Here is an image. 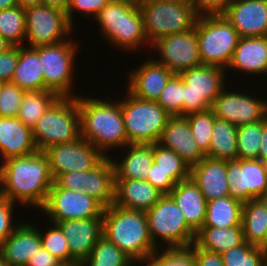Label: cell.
I'll use <instances>...</instances> for the list:
<instances>
[{
    "mask_svg": "<svg viewBox=\"0 0 267 266\" xmlns=\"http://www.w3.org/2000/svg\"><path fill=\"white\" fill-rule=\"evenodd\" d=\"M145 214L150 237L157 248L158 239L166 242L167 247L190 246L194 243L196 233L187 225L180 208L169 194H163Z\"/></svg>",
    "mask_w": 267,
    "mask_h": 266,
    "instance_id": "9c48e42d",
    "label": "cell"
},
{
    "mask_svg": "<svg viewBox=\"0 0 267 266\" xmlns=\"http://www.w3.org/2000/svg\"><path fill=\"white\" fill-rule=\"evenodd\" d=\"M53 183L44 151L9 158L0 165V195L13 203L17 200L21 205L41 210Z\"/></svg>",
    "mask_w": 267,
    "mask_h": 266,
    "instance_id": "6da1fadb",
    "label": "cell"
},
{
    "mask_svg": "<svg viewBox=\"0 0 267 266\" xmlns=\"http://www.w3.org/2000/svg\"><path fill=\"white\" fill-rule=\"evenodd\" d=\"M160 53L156 61L166 66L173 74L201 66L195 27L159 38L151 47Z\"/></svg>",
    "mask_w": 267,
    "mask_h": 266,
    "instance_id": "2e32d148",
    "label": "cell"
},
{
    "mask_svg": "<svg viewBox=\"0 0 267 266\" xmlns=\"http://www.w3.org/2000/svg\"><path fill=\"white\" fill-rule=\"evenodd\" d=\"M262 120L237 127V159H259Z\"/></svg>",
    "mask_w": 267,
    "mask_h": 266,
    "instance_id": "f35d334b",
    "label": "cell"
},
{
    "mask_svg": "<svg viewBox=\"0 0 267 266\" xmlns=\"http://www.w3.org/2000/svg\"><path fill=\"white\" fill-rule=\"evenodd\" d=\"M12 45L0 36V54L6 52Z\"/></svg>",
    "mask_w": 267,
    "mask_h": 266,
    "instance_id": "91938a15",
    "label": "cell"
},
{
    "mask_svg": "<svg viewBox=\"0 0 267 266\" xmlns=\"http://www.w3.org/2000/svg\"><path fill=\"white\" fill-rule=\"evenodd\" d=\"M12 83L24 91L47 90L38 52L28 46H19V59Z\"/></svg>",
    "mask_w": 267,
    "mask_h": 266,
    "instance_id": "f546056e",
    "label": "cell"
},
{
    "mask_svg": "<svg viewBox=\"0 0 267 266\" xmlns=\"http://www.w3.org/2000/svg\"><path fill=\"white\" fill-rule=\"evenodd\" d=\"M264 266H267V251H265Z\"/></svg>",
    "mask_w": 267,
    "mask_h": 266,
    "instance_id": "e7e4bbea",
    "label": "cell"
},
{
    "mask_svg": "<svg viewBox=\"0 0 267 266\" xmlns=\"http://www.w3.org/2000/svg\"><path fill=\"white\" fill-rule=\"evenodd\" d=\"M169 195L180 208L187 225L197 233L205 222L207 201L191 178L175 185Z\"/></svg>",
    "mask_w": 267,
    "mask_h": 266,
    "instance_id": "4316f807",
    "label": "cell"
},
{
    "mask_svg": "<svg viewBox=\"0 0 267 266\" xmlns=\"http://www.w3.org/2000/svg\"><path fill=\"white\" fill-rule=\"evenodd\" d=\"M25 8L14 6L0 11V36L12 46H22L25 40Z\"/></svg>",
    "mask_w": 267,
    "mask_h": 266,
    "instance_id": "8d00e7d4",
    "label": "cell"
},
{
    "mask_svg": "<svg viewBox=\"0 0 267 266\" xmlns=\"http://www.w3.org/2000/svg\"><path fill=\"white\" fill-rule=\"evenodd\" d=\"M67 239L70 256L82 263L103 236V214L100 217L56 222Z\"/></svg>",
    "mask_w": 267,
    "mask_h": 266,
    "instance_id": "d6986e66",
    "label": "cell"
},
{
    "mask_svg": "<svg viewBox=\"0 0 267 266\" xmlns=\"http://www.w3.org/2000/svg\"><path fill=\"white\" fill-rule=\"evenodd\" d=\"M77 44L72 40L35 47L44 74L45 88L59 97H76L72 94L73 66ZM73 95V96H72Z\"/></svg>",
    "mask_w": 267,
    "mask_h": 266,
    "instance_id": "8fae6325",
    "label": "cell"
},
{
    "mask_svg": "<svg viewBox=\"0 0 267 266\" xmlns=\"http://www.w3.org/2000/svg\"><path fill=\"white\" fill-rule=\"evenodd\" d=\"M25 24V41L31 48L67 40L74 29L65 11L42 4L25 8Z\"/></svg>",
    "mask_w": 267,
    "mask_h": 266,
    "instance_id": "7c38bea8",
    "label": "cell"
},
{
    "mask_svg": "<svg viewBox=\"0 0 267 266\" xmlns=\"http://www.w3.org/2000/svg\"><path fill=\"white\" fill-rule=\"evenodd\" d=\"M223 15L239 37L267 36V0H231Z\"/></svg>",
    "mask_w": 267,
    "mask_h": 266,
    "instance_id": "ac0fdd59",
    "label": "cell"
},
{
    "mask_svg": "<svg viewBox=\"0 0 267 266\" xmlns=\"http://www.w3.org/2000/svg\"><path fill=\"white\" fill-rule=\"evenodd\" d=\"M258 199L262 202V204L267 209V194H262Z\"/></svg>",
    "mask_w": 267,
    "mask_h": 266,
    "instance_id": "6125c7cd",
    "label": "cell"
},
{
    "mask_svg": "<svg viewBox=\"0 0 267 266\" xmlns=\"http://www.w3.org/2000/svg\"><path fill=\"white\" fill-rule=\"evenodd\" d=\"M41 233L39 231L42 246L45 250L55 256L64 266L77 264V262L70 256V250L67 239L60 227L54 223L53 227Z\"/></svg>",
    "mask_w": 267,
    "mask_h": 266,
    "instance_id": "7bdbcfd3",
    "label": "cell"
},
{
    "mask_svg": "<svg viewBox=\"0 0 267 266\" xmlns=\"http://www.w3.org/2000/svg\"><path fill=\"white\" fill-rule=\"evenodd\" d=\"M42 0H18V5L26 8L30 6H35V5H41Z\"/></svg>",
    "mask_w": 267,
    "mask_h": 266,
    "instance_id": "6f0895ef",
    "label": "cell"
},
{
    "mask_svg": "<svg viewBox=\"0 0 267 266\" xmlns=\"http://www.w3.org/2000/svg\"><path fill=\"white\" fill-rule=\"evenodd\" d=\"M126 92L121 111L129 144L158 143L171 115L157 101L141 100Z\"/></svg>",
    "mask_w": 267,
    "mask_h": 266,
    "instance_id": "ba28073f",
    "label": "cell"
},
{
    "mask_svg": "<svg viewBox=\"0 0 267 266\" xmlns=\"http://www.w3.org/2000/svg\"><path fill=\"white\" fill-rule=\"evenodd\" d=\"M19 59V46H12L0 54V82H11Z\"/></svg>",
    "mask_w": 267,
    "mask_h": 266,
    "instance_id": "c3c4849f",
    "label": "cell"
},
{
    "mask_svg": "<svg viewBox=\"0 0 267 266\" xmlns=\"http://www.w3.org/2000/svg\"><path fill=\"white\" fill-rule=\"evenodd\" d=\"M133 260L115 244L102 236L92 248L83 266H131Z\"/></svg>",
    "mask_w": 267,
    "mask_h": 266,
    "instance_id": "d590c367",
    "label": "cell"
},
{
    "mask_svg": "<svg viewBox=\"0 0 267 266\" xmlns=\"http://www.w3.org/2000/svg\"><path fill=\"white\" fill-rule=\"evenodd\" d=\"M58 98L56 93L49 90L26 91L17 117L26 126L33 128Z\"/></svg>",
    "mask_w": 267,
    "mask_h": 266,
    "instance_id": "e575fe53",
    "label": "cell"
},
{
    "mask_svg": "<svg viewBox=\"0 0 267 266\" xmlns=\"http://www.w3.org/2000/svg\"><path fill=\"white\" fill-rule=\"evenodd\" d=\"M195 266H224L222 255L195 245Z\"/></svg>",
    "mask_w": 267,
    "mask_h": 266,
    "instance_id": "f5cc1de1",
    "label": "cell"
},
{
    "mask_svg": "<svg viewBox=\"0 0 267 266\" xmlns=\"http://www.w3.org/2000/svg\"><path fill=\"white\" fill-rule=\"evenodd\" d=\"M18 6V0H0V11Z\"/></svg>",
    "mask_w": 267,
    "mask_h": 266,
    "instance_id": "680465c9",
    "label": "cell"
},
{
    "mask_svg": "<svg viewBox=\"0 0 267 266\" xmlns=\"http://www.w3.org/2000/svg\"><path fill=\"white\" fill-rule=\"evenodd\" d=\"M229 196L247 202L258 199L267 188V164L259 159L226 161Z\"/></svg>",
    "mask_w": 267,
    "mask_h": 266,
    "instance_id": "9a60e30c",
    "label": "cell"
},
{
    "mask_svg": "<svg viewBox=\"0 0 267 266\" xmlns=\"http://www.w3.org/2000/svg\"><path fill=\"white\" fill-rule=\"evenodd\" d=\"M39 230L33 224L19 223L13 233L0 245V256L10 266H26L42 247Z\"/></svg>",
    "mask_w": 267,
    "mask_h": 266,
    "instance_id": "7402d4cb",
    "label": "cell"
},
{
    "mask_svg": "<svg viewBox=\"0 0 267 266\" xmlns=\"http://www.w3.org/2000/svg\"><path fill=\"white\" fill-rule=\"evenodd\" d=\"M26 266H64L55 256L42 246L39 251L28 261Z\"/></svg>",
    "mask_w": 267,
    "mask_h": 266,
    "instance_id": "db71d44e",
    "label": "cell"
},
{
    "mask_svg": "<svg viewBox=\"0 0 267 266\" xmlns=\"http://www.w3.org/2000/svg\"><path fill=\"white\" fill-rule=\"evenodd\" d=\"M243 202L225 196L207 202L203 226L225 228L241 226Z\"/></svg>",
    "mask_w": 267,
    "mask_h": 266,
    "instance_id": "d6a6232c",
    "label": "cell"
},
{
    "mask_svg": "<svg viewBox=\"0 0 267 266\" xmlns=\"http://www.w3.org/2000/svg\"><path fill=\"white\" fill-rule=\"evenodd\" d=\"M146 180L162 194H169L177 184L168 174L157 168L153 162Z\"/></svg>",
    "mask_w": 267,
    "mask_h": 266,
    "instance_id": "681fc988",
    "label": "cell"
},
{
    "mask_svg": "<svg viewBox=\"0 0 267 266\" xmlns=\"http://www.w3.org/2000/svg\"><path fill=\"white\" fill-rule=\"evenodd\" d=\"M38 151L69 143L81 137L80 113L76 97H59L32 128Z\"/></svg>",
    "mask_w": 267,
    "mask_h": 266,
    "instance_id": "8992f818",
    "label": "cell"
},
{
    "mask_svg": "<svg viewBox=\"0 0 267 266\" xmlns=\"http://www.w3.org/2000/svg\"><path fill=\"white\" fill-rule=\"evenodd\" d=\"M142 262H143V264L146 263L147 264L146 266H154L148 259H146V260H135V261L132 262L131 266H134L135 263L139 264V263H142Z\"/></svg>",
    "mask_w": 267,
    "mask_h": 266,
    "instance_id": "94428289",
    "label": "cell"
},
{
    "mask_svg": "<svg viewBox=\"0 0 267 266\" xmlns=\"http://www.w3.org/2000/svg\"><path fill=\"white\" fill-rule=\"evenodd\" d=\"M81 138L93 144L104 156L105 151L125 148L129 142L124 128L121 100L77 97ZM116 101V102H115Z\"/></svg>",
    "mask_w": 267,
    "mask_h": 266,
    "instance_id": "7a4b0ae2",
    "label": "cell"
},
{
    "mask_svg": "<svg viewBox=\"0 0 267 266\" xmlns=\"http://www.w3.org/2000/svg\"><path fill=\"white\" fill-rule=\"evenodd\" d=\"M228 68L250 75H267V36L240 37Z\"/></svg>",
    "mask_w": 267,
    "mask_h": 266,
    "instance_id": "d4e9b609",
    "label": "cell"
},
{
    "mask_svg": "<svg viewBox=\"0 0 267 266\" xmlns=\"http://www.w3.org/2000/svg\"><path fill=\"white\" fill-rule=\"evenodd\" d=\"M259 160L267 162V116L262 120V140L259 151Z\"/></svg>",
    "mask_w": 267,
    "mask_h": 266,
    "instance_id": "11a10c76",
    "label": "cell"
},
{
    "mask_svg": "<svg viewBox=\"0 0 267 266\" xmlns=\"http://www.w3.org/2000/svg\"><path fill=\"white\" fill-rule=\"evenodd\" d=\"M157 248L148 260L154 266H195V244L182 247L164 248L162 254H159Z\"/></svg>",
    "mask_w": 267,
    "mask_h": 266,
    "instance_id": "60d3db41",
    "label": "cell"
},
{
    "mask_svg": "<svg viewBox=\"0 0 267 266\" xmlns=\"http://www.w3.org/2000/svg\"><path fill=\"white\" fill-rule=\"evenodd\" d=\"M126 156L121 162H115V179L146 180L153 165V144H128ZM128 153V154H127Z\"/></svg>",
    "mask_w": 267,
    "mask_h": 266,
    "instance_id": "f1b7e54d",
    "label": "cell"
},
{
    "mask_svg": "<svg viewBox=\"0 0 267 266\" xmlns=\"http://www.w3.org/2000/svg\"><path fill=\"white\" fill-rule=\"evenodd\" d=\"M157 103L171 116H183V79L174 74L162 90Z\"/></svg>",
    "mask_w": 267,
    "mask_h": 266,
    "instance_id": "ee69618b",
    "label": "cell"
},
{
    "mask_svg": "<svg viewBox=\"0 0 267 266\" xmlns=\"http://www.w3.org/2000/svg\"><path fill=\"white\" fill-rule=\"evenodd\" d=\"M0 266H10V265L0 256Z\"/></svg>",
    "mask_w": 267,
    "mask_h": 266,
    "instance_id": "be15d7a7",
    "label": "cell"
},
{
    "mask_svg": "<svg viewBox=\"0 0 267 266\" xmlns=\"http://www.w3.org/2000/svg\"><path fill=\"white\" fill-rule=\"evenodd\" d=\"M44 153L48 157L54 180L61 174L95 168L106 158L93 144L81 137L69 143L51 146Z\"/></svg>",
    "mask_w": 267,
    "mask_h": 266,
    "instance_id": "5bb4252c",
    "label": "cell"
},
{
    "mask_svg": "<svg viewBox=\"0 0 267 266\" xmlns=\"http://www.w3.org/2000/svg\"><path fill=\"white\" fill-rule=\"evenodd\" d=\"M163 194L147 180L115 179L116 206L146 212Z\"/></svg>",
    "mask_w": 267,
    "mask_h": 266,
    "instance_id": "484cf974",
    "label": "cell"
},
{
    "mask_svg": "<svg viewBox=\"0 0 267 266\" xmlns=\"http://www.w3.org/2000/svg\"><path fill=\"white\" fill-rule=\"evenodd\" d=\"M65 266H83L81 263L73 264V265H65Z\"/></svg>",
    "mask_w": 267,
    "mask_h": 266,
    "instance_id": "03108f58",
    "label": "cell"
},
{
    "mask_svg": "<svg viewBox=\"0 0 267 266\" xmlns=\"http://www.w3.org/2000/svg\"><path fill=\"white\" fill-rule=\"evenodd\" d=\"M194 27L202 65L227 69L240 38L235 28L223 14L198 16Z\"/></svg>",
    "mask_w": 267,
    "mask_h": 266,
    "instance_id": "52a82bcc",
    "label": "cell"
},
{
    "mask_svg": "<svg viewBox=\"0 0 267 266\" xmlns=\"http://www.w3.org/2000/svg\"><path fill=\"white\" fill-rule=\"evenodd\" d=\"M158 144L176 152L190 167L206 157L193 138L189 122L185 116H171L169 118Z\"/></svg>",
    "mask_w": 267,
    "mask_h": 266,
    "instance_id": "44dd1931",
    "label": "cell"
},
{
    "mask_svg": "<svg viewBox=\"0 0 267 266\" xmlns=\"http://www.w3.org/2000/svg\"><path fill=\"white\" fill-rule=\"evenodd\" d=\"M15 203L0 195V245L13 233L18 227L13 225V208Z\"/></svg>",
    "mask_w": 267,
    "mask_h": 266,
    "instance_id": "7dc6e473",
    "label": "cell"
},
{
    "mask_svg": "<svg viewBox=\"0 0 267 266\" xmlns=\"http://www.w3.org/2000/svg\"><path fill=\"white\" fill-rule=\"evenodd\" d=\"M198 16L223 14L231 0H187Z\"/></svg>",
    "mask_w": 267,
    "mask_h": 266,
    "instance_id": "f907efd6",
    "label": "cell"
},
{
    "mask_svg": "<svg viewBox=\"0 0 267 266\" xmlns=\"http://www.w3.org/2000/svg\"><path fill=\"white\" fill-rule=\"evenodd\" d=\"M237 126L221 119L214 120L211 144L206 157L216 160H237Z\"/></svg>",
    "mask_w": 267,
    "mask_h": 266,
    "instance_id": "836d02e7",
    "label": "cell"
},
{
    "mask_svg": "<svg viewBox=\"0 0 267 266\" xmlns=\"http://www.w3.org/2000/svg\"><path fill=\"white\" fill-rule=\"evenodd\" d=\"M83 192L97 200L104 208L114 204L115 167L111 155L99 165L84 171Z\"/></svg>",
    "mask_w": 267,
    "mask_h": 266,
    "instance_id": "83f0119b",
    "label": "cell"
},
{
    "mask_svg": "<svg viewBox=\"0 0 267 266\" xmlns=\"http://www.w3.org/2000/svg\"><path fill=\"white\" fill-rule=\"evenodd\" d=\"M224 88L213 102L211 109L217 119L235 126L252 124L267 116V100L246 95V93L227 92Z\"/></svg>",
    "mask_w": 267,
    "mask_h": 266,
    "instance_id": "e0dca14e",
    "label": "cell"
},
{
    "mask_svg": "<svg viewBox=\"0 0 267 266\" xmlns=\"http://www.w3.org/2000/svg\"><path fill=\"white\" fill-rule=\"evenodd\" d=\"M173 75L166 66L149 58L129 75L127 91L138 99L157 101Z\"/></svg>",
    "mask_w": 267,
    "mask_h": 266,
    "instance_id": "ffe728a7",
    "label": "cell"
},
{
    "mask_svg": "<svg viewBox=\"0 0 267 266\" xmlns=\"http://www.w3.org/2000/svg\"><path fill=\"white\" fill-rule=\"evenodd\" d=\"M54 183L61 188L83 192L84 171L61 174L54 180Z\"/></svg>",
    "mask_w": 267,
    "mask_h": 266,
    "instance_id": "816d5d0a",
    "label": "cell"
},
{
    "mask_svg": "<svg viewBox=\"0 0 267 266\" xmlns=\"http://www.w3.org/2000/svg\"><path fill=\"white\" fill-rule=\"evenodd\" d=\"M32 128L18 117H0V153L2 160L23 157L37 152Z\"/></svg>",
    "mask_w": 267,
    "mask_h": 266,
    "instance_id": "cb8c5ba5",
    "label": "cell"
},
{
    "mask_svg": "<svg viewBox=\"0 0 267 266\" xmlns=\"http://www.w3.org/2000/svg\"><path fill=\"white\" fill-rule=\"evenodd\" d=\"M245 242L242 226L215 228L203 226L195 236L194 244L201 249L222 254Z\"/></svg>",
    "mask_w": 267,
    "mask_h": 266,
    "instance_id": "4dcf8cb0",
    "label": "cell"
},
{
    "mask_svg": "<svg viewBox=\"0 0 267 266\" xmlns=\"http://www.w3.org/2000/svg\"><path fill=\"white\" fill-rule=\"evenodd\" d=\"M25 92L12 82L2 83L0 87V117H17Z\"/></svg>",
    "mask_w": 267,
    "mask_h": 266,
    "instance_id": "f6af8a7d",
    "label": "cell"
},
{
    "mask_svg": "<svg viewBox=\"0 0 267 266\" xmlns=\"http://www.w3.org/2000/svg\"><path fill=\"white\" fill-rule=\"evenodd\" d=\"M138 7L150 45L161 37L192 29L198 18L187 0H144Z\"/></svg>",
    "mask_w": 267,
    "mask_h": 266,
    "instance_id": "5b68a950",
    "label": "cell"
},
{
    "mask_svg": "<svg viewBox=\"0 0 267 266\" xmlns=\"http://www.w3.org/2000/svg\"><path fill=\"white\" fill-rule=\"evenodd\" d=\"M108 44L117 48L136 50L149 42L143 28L138 3L129 0H110L96 18Z\"/></svg>",
    "mask_w": 267,
    "mask_h": 266,
    "instance_id": "277c9868",
    "label": "cell"
},
{
    "mask_svg": "<svg viewBox=\"0 0 267 266\" xmlns=\"http://www.w3.org/2000/svg\"><path fill=\"white\" fill-rule=\"evenodd\" d=\"M225 69L201 65L181 72L183 79V116L211 109L225 88Z\"/></svg>",
    "mask_w": 267,
    "mask_h": 266,
    "instance_id": "30bf717a",
    "label": "cell"
},
{
    "mask_svg": "<svg viewBox=\"0 0 267 266\" xmlns=\"http://www.w3.org/2000/svg\"><path fill=\"white\" fill-rule=\"evenodd\" d=\"M153 160L157 168L168 174L176 183L190 178V166L173 150L155 143Z\"/></svg>",
    "mask_w": 267,
    "mask_h": 266,
    "instance_id": "74e56055",
    "label": "cell"
},
{
    "mask_svg": "<svg viewBox=\"0 0 267 266\" xmlns=\"http://www.w3.org/2000/svg\"><path fill=\"white\" fill-rule=\"evenodd\" d=\"M129 1H133L135 3H140L141 1H144V0H129Z\"/></svg>",
    "mask_w": 267,
    "mask_h": 266,
    "instance_id": "a7ac6f4b",
    "label": "cell"
},
{
    "mask_svg": "<svg viewBox=\"0 0 267 266\" xmlns=\"http://www.w3.org/2000/svg\"><path fill=\"white\" fill-rule=\"evenodd\" d=\"M241 226L244 240L265 251L267 209L259 199H252L243 203Z\"/></svg>",
    "mask_w": 267,
    "mask_h": 266,
    "instance_id": "1f68e13d",
    "label": "cell"
},
{
    "mask_svg": "<svg viewBox=\"0 0 267 266\" xmlns=\"http://www.w3.org/2000/svg\"><path fill=\"white\" fill-rule=\"evenodd\" d=\"M221 255L224 266H264L265 251L246 241Z\"/></svg>",
    "mask_w": 267,
    "mask_h": 266,
    "instance_id": "b9f144b4",
    "label": "cell"
},
{
    "mask_svg": "<svg viewBox=\"0 0 267 266\" xmlns=\"http://www.w3.org/2000/svg\"><path fill=\"white\" fill-rule=\"evenodd\" d=\"M187 118L193 138L200 150L206 155L211 144L212 129L216 119L212 109L193 112L185 115Z\"/></svg>",
    "mask_w": 267,
    "mask_h": 266,
    "instance_id": "ab89813d",
    "label": "cell"
},
{
    "mask_svg": "<svg viewBox=\"0 0 267 266\" xmlns=\"http://www.w3.org/2000/svg\"><path fill=\"white\" fill-rule=\"evenodd\" d=\"M265 251H267V235L265 237Z\"/></svg>",
    "mask_w": 267,
    "mask_h": 266,
    "instance_id": "003e7915",
    "label": "cell"
},
{
    "mask_svg": "<svg viewBox=\"0 0 267 266\" xmlns=\"http://www.w3.org/2000/svg\"><path fill=\"white\" fill-rule=\"evenodd\" d=\"M190 178L198 186L206 201L229 196L226 161L204 157L190 167Z\"/></svg>",
    "mask_w": 267,
    "mask_h": 266,
    "instance_id": "603a6c76",
    "label": "cell"
},
{
    "mask_svg": "<svg viewBox=\"0 0 267 266\" xmlns=\"http://www.w3.org/2000/svg\"><path fill=\"white\" fill-rule=\"evenodd\" d=\"M110 0H69L68 7L66 9V15L69 23L73 26V12L77 10L84 14L97 16V14L109 3Z\"/></svg>",
    "mask_w": 267,
    "mask_h": 266,
    "instance_id": "bcb514c9",
    "label": "cell"
},
{
    "mask_svg": "<svg viewBox=\"0 0 267 266\" xmlns=\"http://www.w3.org/2000/svg\"><path fill=\"white\" fill-rule=\"evenodd\" d=\"M69 0H42V5L55 7L66 12Z\"/></svg>",
    "mask_w": 267,
    "mask_h": 266,
    "instance_id": "9f6ffc18",
    "label": "cell"
},
{
    "mask_svg": "<svg viewBox=\"0 0 267 266\" xmlns=\"http://www.w3.org/2000/svg\"><path fill=\"white\" fill-rule=\"evenodd\" d=\"M103 236L133 261L146 260L157 249L150 237L145 212L115 204L103 210Z\"/></svg>",
    "mask_w": 267,
    "mask_h": 266,
    "instance_id": "3957f363",
    "label": "cell"
},
{
    "mask_svg": "<svg viewBox=\"0 0 267 266\" xmlns=\"http://www.w3.org/2000/svg\"><path fill=\"white\" fill-rule=\"evenodd\" d=\"M41 210L54 224L65 220L100 217L103 214L104 207L82 191L61 188L53 183L46 203Z\"/></svg>",
    "mask_w": 267,
    "mask_h": 266,
    "instance_id": "4fadbf2b",
    "label": "cell"
}]
</instances>
